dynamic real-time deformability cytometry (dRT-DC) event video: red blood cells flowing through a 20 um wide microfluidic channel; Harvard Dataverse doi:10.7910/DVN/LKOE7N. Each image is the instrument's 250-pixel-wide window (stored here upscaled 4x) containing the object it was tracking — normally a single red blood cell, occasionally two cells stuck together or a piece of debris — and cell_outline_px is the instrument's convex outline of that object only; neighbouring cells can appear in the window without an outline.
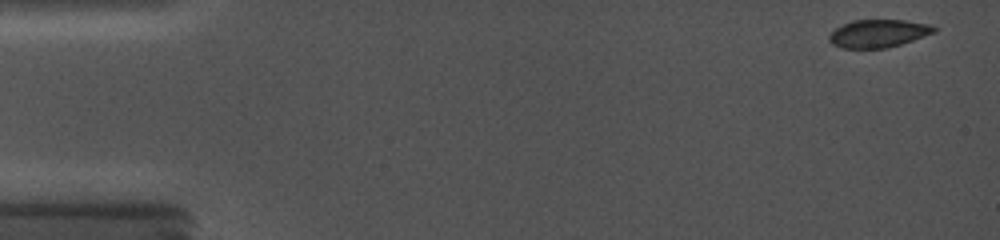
{"species": "common noctule bat (a hibernating species)", "species_latin": "Nyctalus noctula", "temperature_condition": "cold", "stored_images_in_passage": 3, "camera_frame_rate_fps": 5000, "um_per_image_px": 0.085, "animal": {"sex": "female", "body_mass_g": 19.0, "forearm_length_mm": 56.7}, "frame": {"image": 1, "passage_image": 2, "time_ms": 0.2, "image_size_px": [1000, 240], "cell_outline_px": [[940, 28], [936, 32], [900, 44], [884, 48], [840, 48], [832, 44], [828, 40], [828, 36], [836, 28], [852, 20], [904, 20], [932, 24]], "centroid_in_image_um": [74.69, 2.83], "position_along_channel_um": 10.3, "area_um2": 17.11}}